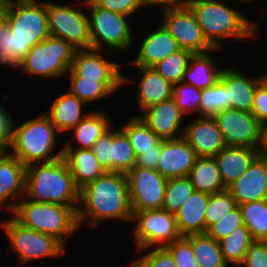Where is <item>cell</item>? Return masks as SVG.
Listing matches in <instances>:
<instances>
[{"mask_svg": "<svg viewBox=\"0 0 267 267\" xmlns=\"http://www.w3.org/2000/svg\"><path fill=\"white\" fill-rule=\"evenodd\" d=\"M49 36L47 1L9 0L8 27L0 37V67L17 72L29 50Z\"/></svg>", "mask_w": 267, "mask_h": 267, "instance_id": "6da1fadb", "label": "cell"}, {"mask_svg": "<svg viewBox=\"0 0 267 267\" xmlns=\"http://www.w3.org/2000/svg\"><path fill=\"white\" fill-rule=\"evenodd\" d=\"M132 213L125 173L106 172L80 189L77 208L80 229L98 228L108 221L130 224Z\"/></svg>", "mask_w": 267, "mask_h": 267, "instance_id": "7a4b0ae2", "label": "cell"}, {"mask_svg": "<svg viewBox=\"0 0 267 267\" xmlns=\"http://www.w3.org/2000/svg\"><path fill=\"white\" fill-rule=\"evenodd\" d=\"M188 7L196 17L207 41L223 49L221 41L249 40L257 37L258 23L238 8H232L225 0H201Z\"/></svg>", "mask_w": 267, "mask_h": 267, "instance_id": "3957f363", "label": "cell"}, {"mask_svg": "<svg viewBox=\"0 0 267 267\" xmlns=\"http://www.w3.org/2000/svg\"><path fill=\"white\" fill-rule=\"evenodd\" d=\"M15 123L7 151L25 166L53 162L63 157V147L59 146L61 141L58 140L61 134L45 113L17 126Z\"/></svg>", "mask_w": 267, "mask_h": 267, "instance_id": "277c9868", "label": "cell"}, {"mask_svg": "<svg viewBox=\"0 0 267 267\" xmlns=\"http://www.w3.org/2000/svg\"><path fill=\"white\" fill-rule=\"evenodd\" d=\"M25 197L31 201L78 206L80 189L63 157L26 166Z\"/></svg>", "mask_w": 267, "mask_h": 267, "instance_id": "5b68a950", "label": "cell"}, {"mask_svg": "<svg viewBox=\"0 0 267 267\" xmlns=\"http://www.w3.org/2000/svg\"><path fill=\"white\" fill-rule=\"evenodd\" d=\"M77 208L78 206L31 201L23 196L11 216L22 226L52 235L67 247V239L80 229Z\"/></svg>", "mask_w": 267, "mask_h": 267, "instance_id": "8992f818", "label": "cell"}, {"mask_svg": "<svg viewBox=\"0 0 267 267\" xmlns=\"http://www.w3.org/2000/svg\"><path fill=\"white\" fill-rule=\"evenodd\" d=\"M86 10H89V27L91 49L109 51H130L134 49V36L130 17L98 7L92 0H86ZM129 19V20H128Z\"/></svg>", "mask_w": 267, "mask_h": 267, "instance_id": "52a82bcc", "label": "cell"}, {"mask_svg": "<svg viewBox=\"0 0 267 267\" xmlns=\"http://www.w3.org/2000/svg\"><path fill=\"white\" fill-rule=\"evenodd\" d=\"M10 218V219H9ZM5 221H0V229L7 237L9 250L16 254L18 264H28L35 260L58 259L65 256L66 246L52 235L43 234L26 228L11 215Z\"/></svg>", "mask_w": 267, "mask_h": 267, "instance_id": "ba28073f", "label": "cell"}, {"mask_svg": "<svg viewBox=\"0 0 267 267\" xmlns=\"http://www.w3.org/2000/svg\"><path fill=\"white\" fill-rule=\"evenodd\" d=\"M76 50L63 39L49 36L29 50L17 69L26 76L58 80L69 71Z\"/></svg>", "mask_w": 267, "mask_h": 267, "instance_id": "9c48e42d", "label": "cell"}, {"mask_svg": "<svg viewBox=\"0 0 267 267\" xmlns=\"http://www.w3.org/2000/svg\"><path fill=\"white\" fill-rule=\"evenodd\" d=\"M77 4L73 7L71 4L47 1L49 33L70 43L77 50L91 49L89 18L82 11L86 9V0H79Z\"/></svg>", "mask_w": 267, "mask_h": 267, "instance_id": "30bf717a", "label": "cell"}, {"mask_svg": "<svg viewBox=\"0 0 267 267\" xmlns=\"http://www.w3.org/2000/svg\"><path fill=\"white\" fill-rule=\"evenodd\" d=\"M132 236L136 250L165 247L180 239L175 214L163 208L132 211Z\"/></svg>", "mask_w": 267, "mask_h": 267, "instance_id": "8fae6325", "label": "cell"}, {"mask_svg": "<svg viewBox=\"0 0 267 267\" xmlns=\"http://www.w3.org/2000/svg\"><path fill=\"white\" fill-rule=\"evenodd\" d=\"M214 118L227 146L262 149L265 127L250 112L228 108Z\"/></svg>", "mask_w": 267, "mask_h": 267, "instance_id": "7c38bea8", "label": "cell"}, {"mask_svg": "<svg viewBox=\"0 0 267 267\" xmlns=\"http://www.w3.org/2000/svg\"><path fill=\"white\" fill-rule=\"evenodd\" d=\"M132 211L160 209L168 179L155 169L134 166L126 173Z\"/></svg>", "mask_w": 267, "mask_h": 267, "instance_id": "4fadbf2b", "label": "cell"}, {"mask_svg": "<svg viewBox=\"0 0 267 267\" xmlns=\"http://www.w3.org/2000/svg\"><path fill=\"white\" fill-rule=\"evenodd\" d=\"M161 23L175 38L181 49L206 53L215 49L205 38L196 17L188 6L163 9Z\"/></svg>", "mask_w": 267, "mask_h": 267, "instance_id": "5bb4252c", "label": "cell"}, {"mask_svg": "<svg viewBox=\"0 0 267 267\" xmlns=\"http://www.w3.org/2000/svg\"><path fill=\"white\" fill-rule=\"evenodd\" d=\"M102 50L82 49L76 50L70 70L78 77H84L98 82H124V85L131 84L127 75L121 74V65L110 61Z\"/></svg>", "mask_w": 267, "mask_h": 267, "instance_id": "9a60e30c", "label": "cell"}, {"mask_svg": "<svg viewBox=\"0 0 267 267\" xmlns=\"http://www.w3.org/2000/svg\"><path fill=\"white\" fill-rule=\"evenodd\" d=\"M139 117L162 140L183 138L185 115L173 98L147 108Z\"/></svg>", "mask_w": 267, "mask_h": 267, "instance_id": "2e32d148", "label": "cell"}, {"mask_svg": "<svg viewBox=\"0 0 267 267\" xmlns=\"http://www.w3.org/2000/svg\"><path fill=\"white\" fill-rule=\"evenodd\" d=\"M184 128L183 138L198 157H214L227 145L214 117H194Z\"/></svg>", "mask_w": 267, "mask_h": 267, "instance_id": "e0dca14e", "label": "cell"}, {"mask_svg": "<svg viewBox=\"0 0 267 267\" xmlns=\"http://www.w3.org/2000/svg\"><path fill=\"white\" fill-rule=\"evenodd\" d=\"M26 166L8 151L0 152V209L12 213L25 195ZM9 202V203H8Z\"/></svg>", "mask_w": 267, "mask_h": 267, "instance_id": "ac0fdd59", "label": "cell"}, {"mask_svg": "<svg viewBox=\"0 0 267 267\" xmlns=\"http://www.w3.org/2000/svg\"><path fill=\"white\" fill-rule=\"evenodd\" d=\"M227 190L237 205L267 200V158L260 154Z\"/></svg>", "mask_w": 267, "mask_h": 267, "instance_id": "d6986e66", "label": "cell"}, {"mask_svg": "<svg viewBox=\"0 0 267 267\" xmlns=\"http://www.w3.org/2000/svg\"><path fill=\"white\" fill-rule=\"evenodd\" d=\"M253 77V75L252 77L245 75V72L241 73L234 67L223 66L218 82L226 89L230 108L251 112L254 93L258 83L263 79V74Z\"/></svg>", "mask_w": 267, "mask_h": 267, "instance_id": "ffe728a7", "label": "cell"}, {"mask_svg": "<svg viewBox=\"0 0 267 267\" xmlns=\"http://www.w3.org/2000/svg\"><path fill=\"white\" fill-rule=\"evenodd\" d=\"M157 27L156 30L154 28V31L143 35L135 58L133 57V60L129 61L127 65L153 67L159 61L181 49L162 23Z\"/></svg>", "mask_w": 267, "mask_h": 267, "instance_id": "44dd1931", "label": "cell"}, {"mask_svg": "<svg viewBox=\"0 0 267 267\" xmlns=\"http://www.w3.org/2000/svg\"><path fill=\"white\" fill-rule=\"evenodd\" d=\"M198 156L184 138L162 140L157 171L167 179L187 177Z\"/></svg>", "mask_w": 267, "mask_h": 267, "instance_id": "7402d4cb", "label": "cell"}, {"mask_svg": "<svg viewBox=\"0 0 267 267\" xmlns=\"http://www.w3.org/2000/svg\"><path fill=\"white\" fill-rule=\"evenodd\" d=\"M137 69L139 79L136 89L138 110L143 112L147 108L171 99L173 96V84L167 81L152 67L133 66ZM139 84V85H138Z\"/></svg>", "mask_w": 267, "mask_h": 267, "instance_id": "603a6c76", "label": "cell"}, {"mask_svg": "<svg viewBox=\"0 0 267 267\" xmlns=\"http://www.w3.org/2000/svg\"><path fill=\"white\" fill-rule=\"evenodd\" d=\"M112 122L106 111H88V114L70 130L74 135L69 137L67 142L64 141L63 148L92 149L96 141L114 126Z\"/></svg>", "mask_w": 267, "mask_h": 267, "instance_id": "cb8c5ba5", "label": "cell"}, {"mask_svg": "<svg viewBox=\"0 0 267 267\" xmlns=\"http://www.w3.org/2000/svg\"><path fill=\"white\" fill-rule=\"evenodd\" d=\"M260 154L261 150L256 148L226 146L214 156L226 188L234 183Z\"/></svg>", "mask_w": 267, "mask_h": 267, "instance_id": "d4e9b609", "label": "cell"}, {"mask_svg": "<svg viewBox=\"0 0 267 267\" xmlns=\"http://www.w3.org/2000/svg\"><path fill=\"white\" fill-rule=\"evenodd\" d=\"M57 96L49 110L44 112L54 124L60 134L70 133L87 114L83 113L84 107L88 106L69 90Z\"/></svg>", "mask_w": 267, "mask_h": 267, "instance_id": "484cf974", "label": "cell"}, {"mask_svg": "<svg viewBox=\"0 0 267 267\" xmlns=\"http://www.w3.org/2000/svg\"><path fill=\"white\" fill-rule=\"evenodd\" d=\"M63 158L79 189L106 173L91 149L63 148Z\"/></svg>", "mask_w": 267, "mask_h": 267, "instance_id": "4316f807", "label": "cell"}, {"mask_svg": "<svg viewBox=\"0 0 267 267\" xmlns=\"http://www.w3.org/2000/svg\"><path fill=\"white\" fill-rule=\"evenodd\" d=\"M209 196L210 194L194 191L175 213L177 227L182 236L206 233L205 212Z\"/></svg>", "mask_w": 267, "mask_h": 267, "instance_id": "83f0119b", "label": "cell"}, {"mask_svg": "<svg viewBox=\"0 0 267 267\" xmlns=\"http://www.w3.org/2000/svg\"><path fill=\"white\" fill-rule=\"evenodd\" d=\"M219 50L221 51V49L215 48L206 53L193 54L182 82L201 90L213 86L218 81L223 68L222 63L220 64L217 59H214L215 56L212 57L213 53Z\"/></svg>", "mask_w": 267, "mask_h": 267, "instance_id": "f1b7e54d", "label": "cell"}, {"mask_svg": "<svg viewBox=\"0 0 267 267\" xmlns=\"http://www.w3.org/2000/svg\"><path fill=\"white\" fill-rule=\"evenodd\" d=\"M69 77L68 90L86 105L95 103L103 98H110L124 86V82H98L76 76L70 69L66 73Z\"/></svg>", "mask_w": 267, "mask_h": 267, "instance_id": "f546056e", "label": "cell"}, {"mask_svg": "<svg viewBox=\"0 0 267 267\" xmlns=\"http://www.w3.org/2000/svg\"><path fill=\"white\" fill-rule=\"evenodd\" d=\"M187 177L195 191L211 195L227 190L214 157H198Z\"/></svg>", "mask_w": 267, "mask_h": 267, "instance_id": "4dcf8cb0", "label": "cell"}, {"mask_svg": "<svg viewBox=\"0 0 267 267\" xmlns=\"http://www.w3.org/2000/svg\"><path fill=\"white\" fill-rule=\"evenodd\" d=\"M184 237L191 243L199 267H228L219 242L207 233L190 234Z\"/></svg>", "mask_w": 267, "mask_h": 267, "instance_id": "1f68e13d", "label": "cell"}, {"mask_svg": "<svg viewBox=\"0 0 267 267\" xmlns=\"http://www.w3.org/2000/svg\"><path fill=\"white\" fill-rule=\"evenodd\" d=\"M254 241L249 229L245 225L236 228L227 237L218 241L224 261L228 266H239Z\"/></svg>", "mask_w": 267, "mask_h": 267, "instance_id": "d6a6232c", "label": "cell"}, {"mask_svg": "<svg viewBox=\"0 0 267 267\" xmlns=\"http://www.w3.org/2000/svg\"><path fill=\"white\" fill-rule=\"evenodd\" d=\"M120 129L126 134L136 157L142 151L156 150V145L162 140L138 115L130 117L125 124L120 126Z\"/></svg>", "mask_w": 267, "mask_h": 267, "instance_id": "836d02e7", "label": "cell"}, {"mask_svg": "<svg viewBox=\"0 0 267 267\" xmlns=\"http://www.w3.org/2000/svg\"><path fill=\"white\" fill-rule=\"evenodd\" d=\"M244 225L254 240L267 241V200L238 205Z\"/></svg>", "mask_w": 267, "mask_h": 267, "instance_id": "e575fe53", "label": "cell"}, {"mask_svg": "<svg viewBox=\"0 0 267 267\" xmlns=\"http://www.w3.org/2000/svg\"><path fill=\"white\" fill-rule=\"evenodd\" d=\"M118 128L112 126V172L126 174L135 166L136 155L126 134Z\"/></svg>", "mask_w": 267, "mask_h": 267, "instance_id": "d590c367", "label": "cell"}, {"mask_svg": "<svg viewBox=\"0 0 267 267\" xmlns=\"http://www.w3.org/2000/svg\"><path fill=\"white\" fill-rule=\"evenodd\" d=\"M193 54L189 50L180 49L156 63L152 68L172 84L182 82Z\"/></svg>", "mask_w": 267, "mask_h": 267, "instance_id": "8d00e7d4", "label": "cell"}, {"mask_svg": "<svg viewBox=\"0 0 267 267\" xmlns=\"http://www.w3.org/2000/svg\"><path fill=\"white\" fill-rule=\"evenodd\" d=\"M195 191L188 177L168 179L162 208L175 214Z\"/></svg>", "mask_w": 267, "mask_h": 267, "instance_id": "74e56055", "label": "cell"}, {"mask_svg": "<svg viewBox=\"0 0 267 267\" xmlns=\"http://www.w3.org/2000/svg\"><path fill=\"white\" fill-rule=\"evenodd\" d=\"M201 92V89L193 85L179 82L173 84L172 98L185 116L193 115L195 112L194 115L197 117L200 116Z\"/></svg>", "mask_w": 267, "mask_h": 267, "instance_id": "f35d334b", "label": "cell"}, {"mask_svg": "<svg viewBox=\"0 0 267 267\" xmlns=\"http://www.w3.org/2000/svg\"><path fill=\"white\" fill-rule=\"evenodd\" d=\"M200 102L201 117H214L220 111L230 108L226 89L218 81L213 86L202 89Z\"/></svg>", "mask_w": 267, "mask_h": 267, "instance_id": "ab89813d", "label": "cell"}, {"mask_svg": "<svg viewBox=\"0 0 267 267\" xmlns=\"http://www.w3.org/2000/svg\"><path fill=\"white\" fill-rule=\"evenodd\" d=\"M236 206V201L228 190L211 194L205 212L206 231Z\"/></svg>", "mask_w": 267, "mask_h": 267, "instance_id": "60d3db41", "label": "cell"}, {"mask_svg": "<svg viewBox=\"0 0 267 267\" xmlns=\"http://www.w3.org/2000/svg\"><path fill=\"white\" fill-rule=\"evenodd\" d=\"M136 252L142 256L131 261L129 267H177L171 253L165 247H152Z\"/></svg>", "mask_w": 267, "mask_h": 267, "instance_id": "b9f144b4", "label": "cell"}, {"mask_svg": "<svg viewBox=\"0 0 267 267\" xmlns=\"http://www.w3.org/2000/svg\"><path fill=\"white\" fill-rule=\"evenodd\" d=\"M244 226L242 212L237 205L234 209L228 212L222 219L212 224L206 231V233L214 238L216 241L227 237L236 228Z\"/></svg>", "mask_w": 267, "mask_h": 267, "instance_id": "7bdbcfd3", "label": "cell"}, {"mask_svg": "<svg viewBox=\"0 0 267 267\" xmlns=\"http://www.w3.org/2000/svg\"><path fill=\"white\" fill-rule=\"evenodd\" d=\"M175 260L177 267H199L193 254L191 243L182 236L165 246Z\"/></svg>", "mask_w": 267, "mask_h": 267, "instance_id": "ee69618b", "label": "cell"}, {"mask_svg": "<svg viewBox=\"0 0 267 267\" xmlns=\"http://www.w3.org/2000/svg\"><path fill=\"white\" fill-rule=\"evenodd\" d=\"M98 7L129 17L146 7L144 0H92Z\"/></svg>", "mask_w": 267, "mask_h": 267, "instance_id": "f6af8a7d", "label": "cell"}, {"mask_svg": "<svg viewBox=\"0 0 267 267\" xmlns=\"http://www.w3.org/2000/svg\"><path fill=\"white\" fill-rule=\"evenodd\" d=\"M106 172H112V127L107 130L91 149Z\"/></svg>", "mask_w": 267, "mask_h": 267, "instance_id": "bcb514c9", "label": "cell"}, {"mask_svg": "<svg viewBox=\"0 0 267 267\" xmlns=\"http://www.w3.org/2000/svg\"><path fill=\"white\" fill-rule=\"evenodd\" d=\"M264 127L267 126V81L263 78L257 85L250 112Z\"/></svg>", "mask_w": 267, "mask_h": 267, "instance_id": "7dc6e473", "label": "cell"}, {"mask_svg": "<svg viewBox=\"0 0 267 267\" xmlns=\"http://www.w3.org/2000/svg\"><path fill=\"white\" fill-rule=\"evenodd\" d=\"M241 267H267V241L255 240L246 252Z\"/></svg>", "mask_w": 267, "mask_h": 267, "instance_id": "c3c4849f", "label": "cell"}, {"mask_svg": "<svg viewBox=\"0 0 267 267\" xmlns=\"http://www.w3.org/2000/svg\"><path fill=\"white\" fill-rule=\"evenodd\" d=\"M2 104L0 102V152H5L12 141L13 122L15 119Z\"/></svg>", "mask_w": 267, "mask_h": 267, "instance_id": "681fc988", "label": "cell"}, {"mask_svg": "<svg viewBox=\"0 0 267 267\" xmlns=\"http://www.w3.org/2000/svg\"><path fill=\"white\" fill-rule=\"evenodd\" d=\"M161 152L162 140L156 145V150L142 151V153L136 157L135 166L157 170Z\"/></svg>", "mask_w": 267, "mask_h": 267, "instance_id": "f907efd6", "label": "cell"}, {"mask_svg": "<svg viewBox=\"0 0 267 267\" xmlns=\"http://www.w3.org/2000/svg\"><path fill=\"white\" fill-rule=\"evenodd\" d=\"M144 3L147 7H160L163 9H168V8H175V7H181L183 6L182 0H144Z\"/></svg>", "mask_w": 267, "mask_h": 267, "instance_id": "816d5d0a", "label": "cell"}, {"mask_svg": "<svg viewBox=\"0 0 267 267\" xmlns=\"http://www.w3.org/2000/svg\"><path fill=\"white\" fill-rule=\"evenodd\" d=\"M9 0H0V37L8 27Z\"/></svg>", "mask_w": 267, "mask_h": 267, "instance_id": "f5cc1de1", "label": "cell"}, {"mask_svg": "<svg viewBox=\"0 0 267 267\" xmlns=\"http://www.w3.org/2000/svg\"><path fill=\"white\" fill-rule=\"evenodd\" d=\"M261 154L267 158V132H264V137H263V146L261 149Z\"/></svg>", "mask_w": 267, "mask_h": 267, "instance_id": "db71d44e", "label": "cell"}, {"mask_svg": "<svg viewBox=\"0 0 267 267\" xmlns=\"http://www.w3.org/2000/svg\"><path fill=\"white\" fill-rule=\"evenodd\" d=\"M197 1H201V0H182V3H183V6H188Z\"/></svg>", "mask_w": 267, "mask_h": 267, "instance_id": "11a10c76", "label": "cell"}, {"mask_svg": "<svg viewBox=\"0 0 267 267\" xmlns=\"http://www.w3.org/2000/svg\"><path fill=\"white\" fill-rule=\"evenodd\" d=\"M237 1H239L240 3H245V4L252 3V1L254 2V0H237Z\"/></svg>", "mask_w": 267, "mask_h": 267, "instance_id": "9f6ffc18", "label": "cell"}, {"mask_svg": "<svg viewBox=\"0 0 267 267\" xmlns=\"http://www.w3.org/2000/svg\"><path fill=\"white\" fill-rule=\"evenodd\" d=\"M263 78L267 81V72L263 74Z\"/></svg>", "mask_w": 267, "mask_h": 267, "instance_id": "6f0895ef", "label": "cell"}]
</instances>
